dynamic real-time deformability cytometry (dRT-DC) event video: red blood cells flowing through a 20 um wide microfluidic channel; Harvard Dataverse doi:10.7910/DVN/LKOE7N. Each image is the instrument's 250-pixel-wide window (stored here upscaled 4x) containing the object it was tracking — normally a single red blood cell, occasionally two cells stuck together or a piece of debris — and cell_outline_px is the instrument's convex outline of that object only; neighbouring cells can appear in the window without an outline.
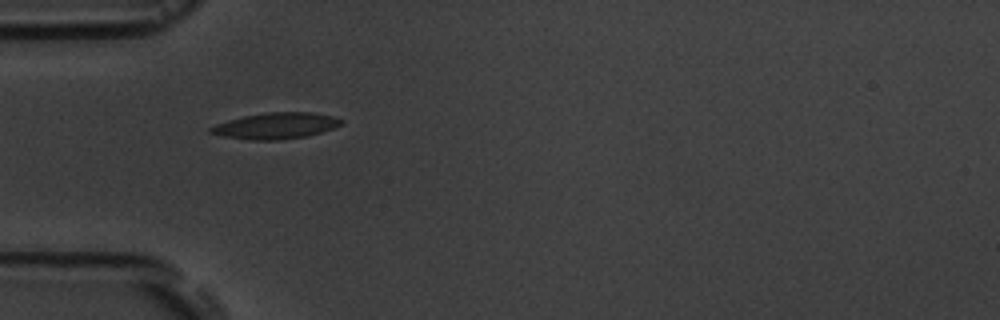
{"species": "common noctule bat (a hibernating species)", "species_latin": "Nyctalus noctula", "temperature_condition": "room temperature", "stored_images_in_passage": 2, "camera_frame_rate_fps": 3000, "um_per_image_px": 0.085, "animal": {"sex": "male", "body_mass_g": 19.5, "forearm_length_mm": 54.6}, "frame": {"image": 1, "passage_image": 1, "time_ms": 0.0, "image_size_px": [1000, 320], "cell_outline_px": [[344, 124], [308, 136], [280, 140], [252, 140], [224, 136], [208, 132], [208, 128], [216, 124], [228, 120], [244, 116], [268, 112], [312, 112], [332, 116], [344, 120]], "centroid_in_image_um": [23.46, 10.69], "position_along_channel_um": 61.5, "area_um2": 19.88}}
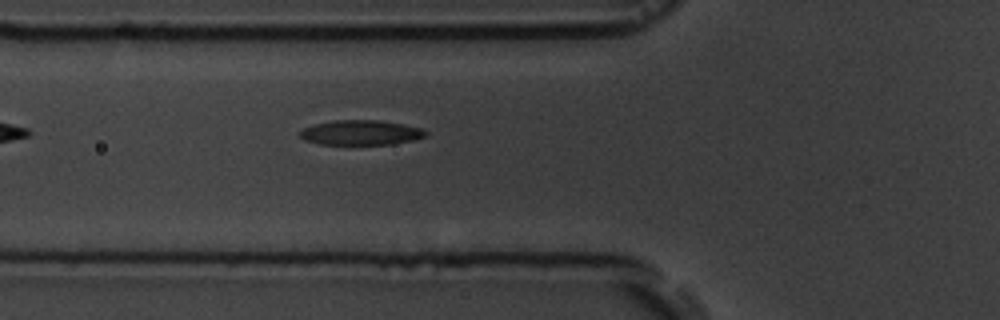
{"frame": {"image": 2, "passage_image": 2, "time_ms": 1.0, "image_size_px": [1000, 320], "cell_outline_px": [[428, 136], [412, 140], [392, 144], [320, 144], [304, 140], [300, 136], [300, 132], [304, 128], [316, 124], [332, 120], [380, 120], [404, 124], [424, 128], [428, 132]], "centroid_in_image_um": [30.73, 11.26], "position_along_channel_um": 95.1, "area_um2": 18.26}}